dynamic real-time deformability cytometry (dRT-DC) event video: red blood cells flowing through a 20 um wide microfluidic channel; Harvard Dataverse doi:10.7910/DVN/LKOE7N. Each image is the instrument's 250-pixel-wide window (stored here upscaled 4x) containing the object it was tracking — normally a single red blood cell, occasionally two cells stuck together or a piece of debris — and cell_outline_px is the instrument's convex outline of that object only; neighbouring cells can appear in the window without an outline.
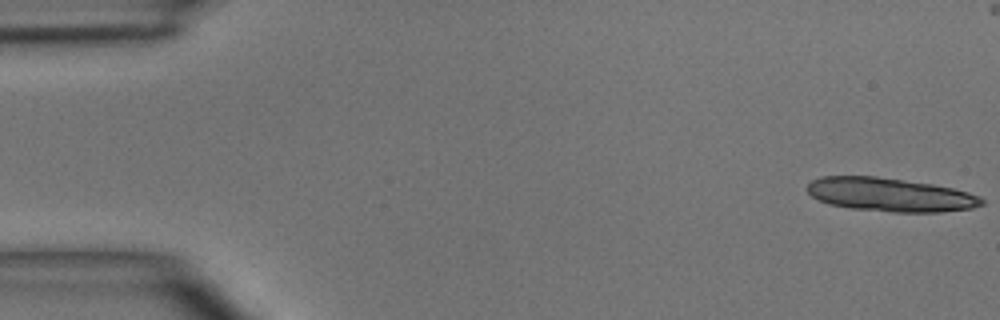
{"species": "common noctule bat (a hibernating species)", "species_latin": "Nyctalus noctula", "temperature_condition": "room temperature", "stored_images_in_passage": 4, "camera_frame_rate_fps": 3000, "um_per_image_px": 0.085, "animal": {"sex": "male", "body_mass_g": 15.6}, "frame": {"image": 1, "passage_image": 1, "time_ms": 0.0, "image_size_px": [1000, 320], "cell_outline_px": [[984, 204], [972, 208], [940, 212], [892, 212], [848, 208], [828, 204], [812, 196], [804, 188], [812, 180], [824, 176], [876, 176], [932, 184], [952, 188], [968, 192], [980, 196], [984, 200]], "centroid_in_image_um": [75.65, 16.55], "position_along_channel_um": 9.4, "area_um2": 34.28}}